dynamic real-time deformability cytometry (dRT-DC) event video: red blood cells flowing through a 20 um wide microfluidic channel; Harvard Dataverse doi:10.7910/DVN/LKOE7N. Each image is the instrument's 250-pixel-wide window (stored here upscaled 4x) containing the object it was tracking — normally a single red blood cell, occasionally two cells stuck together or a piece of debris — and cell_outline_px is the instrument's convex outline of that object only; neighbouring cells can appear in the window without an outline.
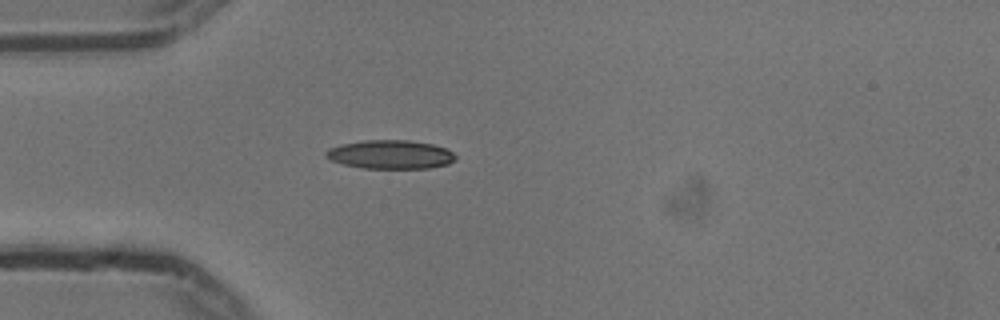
{"species": "common noctule bat (a hibernating species)", "species_latin": "Nyctalus noctula", "temperature_condition": "cold", "stored_images_in_passage": 40, "camera_frame_rate_fps": 3000, "um_per_image_px": 0.085, "animal": {"sex": "male", "body_mass_g": 13.3}, "frame": {"image": 1, "passage_image": 1, "time_ms": 0.0, "image_size_px": [1000, 320], "cell_outline_px": [[456, 160], [448, 164], [428, 168], [364, 168], [344, 164], [332, 160], [324, 156], [324, 152], [328, 148], [340, 144], [364, 140], [408, 140], [432, 144], [444, 148], [452, 152], [456, 156]], "centroid_in_image_um": [33.17, 13.12], "position_along_channel_um": 51.8, "area_um2": 21.68}}
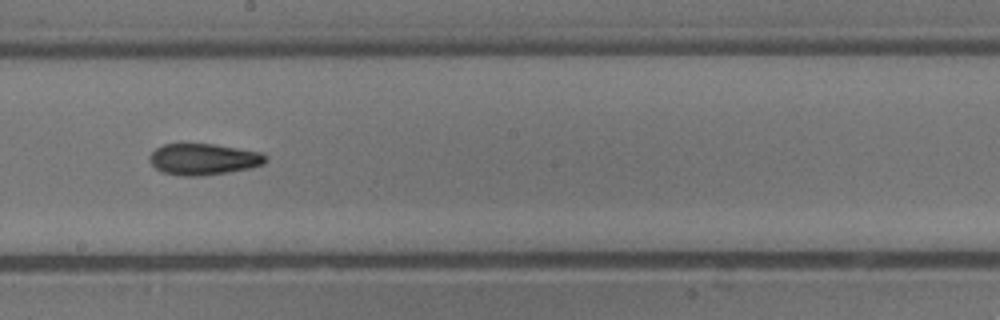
{"frame": {"image": 2, "passage_image": 16, "time_ms": 5.0, "image_size_px": [1000, 320], "cell_outline_px": [[268, 160], [264, 164], [248, 168], [228, 172], [200, 176], [180, 176], [160, 172], [148, 160], [148, 156], [156, 148], [164, 144], [212, 144], [264, 152], [268, 156]], "centroid_in_image_um": [17.31, 13.54], "position_along_channel_um": 230.9, "area_um2": 21.39}}
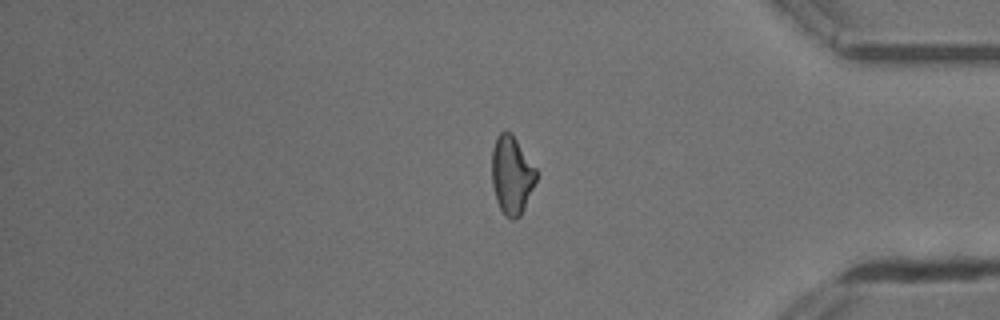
{"frame": {"image": 3, "passage_image": 31, "time_ms": 10.0, "image_size_px": [1000, 320], "cell_outline_px": [[536, 180], [524, 208], [520, 216], [512, 220], [504, 216], [496, 200], [492, 184], [492, 148], [496, 136], [504, 128], [512, 132], [536, 168]], "centroid_in_image_um": [43.48, 14.83], "position_along_channel_um": 391.7, "area_um2": 20.46}, "authors_computed_cell_mechanics": {"area_um2": 21.097, "velocity_mm_per_s": 3.738, "shape_relaxation_time_tau1_ms": 6.0835, "shape_relaxation_time_tau2_ms": 3.9835, "deformation_change_tau1": 0.1459, "deformation_change_tau2": 0.1105}}